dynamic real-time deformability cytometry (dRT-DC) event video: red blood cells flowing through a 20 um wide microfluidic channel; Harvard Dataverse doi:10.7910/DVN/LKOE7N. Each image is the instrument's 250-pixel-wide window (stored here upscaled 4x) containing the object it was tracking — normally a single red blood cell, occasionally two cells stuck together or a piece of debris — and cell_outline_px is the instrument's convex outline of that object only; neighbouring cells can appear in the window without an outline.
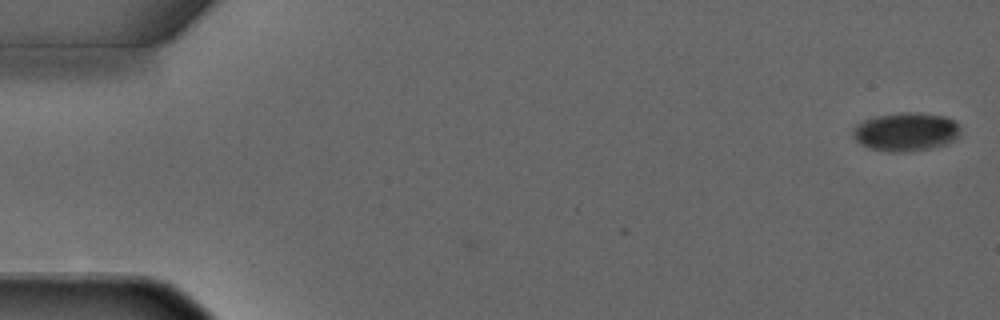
{"species": "common noctule bat (a hibernating species)", "species_latin": "Nyctalus noctula", "temperature_condition": "warm", "stored_images_in_passage": 4, "camera_frame_rate_fps": 3000, "um_per_image_px": 0.085, "animal": {"sex": "male", "forearm_length_mm": 52.5}, "frame": {"image": 1, "passage_image": 1, "time_ms": 0.0, "image_size_px": [1000, 320], "cell_outline_px": [[960, 136], [948, 144], [928, 148], [900, 152], [888, 152], [868, 148], [860, 144], [852, 136], [852, 128], [856, 124], [864, 120], [876, 116], [900, 112], [916, 112], [944, 116], [956, 120], [960, 128]], "centroid_in_image_um": [77.0, 11.2], "position_along_channel_um": 8.0, "area_um2": 24.45}}